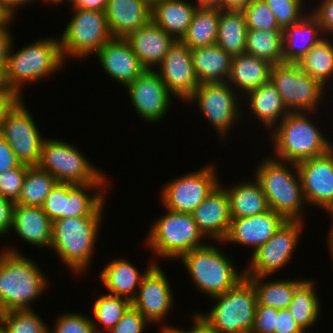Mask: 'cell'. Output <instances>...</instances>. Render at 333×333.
I'll list each match as a JSON object with an SVG mask.
<instances>
[{"instance_id":"1","label":"cell","mask_w":333,"mask_h":333,"mask_svg":"<svg viewBox=\"0 0 333 333\" xmlns=\"http://www.w3.org/2000/svg\"><path fill=\"white\" fill-rule=\"evenodd\" d=\"M22 254L10 245L0 252V314L32 310L31 303L48 288L42 268Z\"/></svg>"},{"instance_id":"2","label":"cell","mask_w":333,"mask_h":333,"mask_svg":"<svg viewBox=\"0 0 333 333\" xmlns=\"http://www.w3.org/2000/svg\"><path fill=\"white\" fill-rule=\"evenodd\" d=\"M13 43L12 39L4 66V81L7 90L20 97L25 83L37 82L51 73L60 72L66 64L57 37L39 39L15 53L12 52Z\"/></svg>"},{"instance_id":"3","label":"cell","mask_w":333,"mask_h":333,"mask_svg":"<svg viewBox=\"0 0 333 333\" xmlns=\"http://www.w3.org/2000/svg\"><path fill=\"white\" fill-rule=\"evenodd\" d=\"M259 164L253 177L260 183L269 209L282 215L287 221H305L302 206L306 201L297 164L271 156H266Z\"/></svg>"},{"instance_id":"4","label":"cell","mask_w":333,"mask_h":333,"mask_svg":"<svg viewBox=\"0 0 333 333\" xmlns=\"http://www.w3.org/2000/svg\"><path fill=\"white\" fill-rule=\"evenodd\" d=\"M309 113L290 112L271 130L273 158L297 164L324 155L333 148L327 136L309 119Z\"/></svg>"},{"instance_id":"5","label":"cell","mask_w":333,"mask_h":333,"mask_svg":"<svg viewBox=\"0 0 333 333\" xmlns=\"http://www.w3.org/2000/svg\"><path fill=\"white\" fill-rule=\"evenodd\" d=\"M103 216H79L53 221L50 250L58 254L72 273L90 267Z\"/></svg>"},{"instance_id":"6","label":"cell","mask_w":333,"mask_h":333,"mask_svg":"<svg viewBox=\"0 0 333 333\" xmlns=\"http://www.w3.org/2000/svg\"><path fill=\"white\" fill-rule=\"evenodd\" d=\"M180 259L197 290L209 297L227 292L245 278L244 270L239 272L228 256L209 242L184 253Z\"/></svg>"},{"instance_id":"7","label":"cell","mask_w":333,"mask_h":333,"mask_svg":"<svg viewBox=\"0 0 333 333\" xmlns=\"http://www.w3.org/2000/svg\"><path fill=\"white\" fill-rule=\"evenodd\" d=\"M165 210L166 215L153 221L146 236V247L153 256L178 260L184 253L207 244L192 214Z\"/></svg>"},{"instance_id":"8","label":"cell","mask_w":333,"mask_h":333,"mask_svg":"<svg viewBox=\"0 0 333 333\" xmlns=\"http://www.w3.org/2000/svg\"><path fill=\"white\" fill-rule=\"evenodd\" d=\"M217 303L201 316L218 333H250L257 309L256 292L252 282L245 277L223 294L211 297Z\"/></svg>"},{"instance_id":"9","label":"cell","mask_w":333,"mask_h":333,"mask_svg":"<svg viewBox=\"0 0 333 333\" xmlns=\"http://www.w3.org/2000/svg\"><path fill=\"white\" fill-rule=\"evenodd\" d=\"M44 138L37 166L49 172L57 182L89 184L109 181L106 174L94 167L76 146L61 139Z\"/></svg>"},{"instance_id":"10","label":"cell","mask_w":333,"mask_h":333,"mask_svg":"<svg viewBox=\"0 0 333 333\" xmlns=\"http://www.w3.org/2000/svg\"><path fill=\"white\" fill-rule=\"evenodd\" d=\"M73 9L72 19L59 37L64 60H76L95 55L111 38L104 11Z\"/></svg>"},{"instance_id":"11","label":"cell","mask_w":333,"mask_h":333,"mask_svg":"<svg viewBox=\"0 0 333 333\" xmlns=\"http://www.w3.org/2000/svg\"><path fill=\"white\" fill-rule=\"evenodd\" d=\"M270 81L289 112H318V104L327 89L304 73L298 63L292 62L272 64Z\"/></svg>"},{"instance_id":"12","label":"cell","mask_w":333,"mask_h":333,"mask_svg":"<svg viewBox=\"0 0 333 333\" xmlns=\"http://www.w3.org/2000/svg\"><path fill=\"white\" fill-rule=\"evenodd\" d=\"M237 95L227 82L200 83L186 102L196 101L200 112L220 134L218 136L226 139L232 126L242 117L243 102Z\"/></svg>"},{"instance_id":"13","label":"cell","mask_w":333,"mask_h":333,"mask_svg":"<svg viewBox=\"0 0 333 333\" xmlns=\"http://www.w3.org/2000/svg\"><path fill=\"white\" fill-rule=\"evenodd\" d=\"M211 163V164H210ZM189 174L166 182L160 191V202L165 209L190 213L220 184L212 162ZM216 169V170H215Z\"/></svg>"},{"instance_id":"14","label":"cell","mask_w":333,"mask_h":333,"mask_svg":"<svg viewBox=\"0 0 333 333\" xmlns=\"http://www.w3.org/2000/svg\"><path fill=\"white\" fill-rule=\"evenodd\" d=\"M304 221H286L266 243L261 245L251 256V263L244 270L245 277L270 276L290 263Z\"/></svg>"},{"instance_id":"15","label":"cell","mask_w":333,"mask_h":333,"mask_svg":"<svg viewBox=\"0 0 333 333\" xmlns=\"http://www.w3.org/2000/svg\"><path fill=\"white\" fill-rule=\"evenodd\" d=\"M23 100L21 98L7 113L0 135L21 164L37 166L45 139Z\"/></svg>"},{"instance_id":"16","label":"cell","mask_w":333,"mask_h":333,"mask_svg":"<svg viewBox=\"0 0 333 333\" xmlns=\"http://www.w3.org/2000/svg\"><path fill=\"white\" fill-rule=\"evenodd\" d=\"M125 88L135 112L149 123L160 122L171 108L173 96L161 80L156 68L146 69Z\"/></svg>"},{"instance_id":"17","label":"cell","mask_w":333,"mask_h":333,"mask_svg":"<svg viewBox=\"0 0 333 333\" xmlns=\"http://www.w3.org/2000/svg\"><path fill=\"white\" fill-rule=\"evenodd\" d=\"M151 262L131 304L150 322H162L174 304L173 290L161 266Z\"/></svg>"},{"instance_id":"18","label":"cell","mask_w":333,"mask_h":333,"mask_svg":"<svg viewBox=\"0 0 333 333\" xmlns=\"http://www.w3.org/2000/svg\"><path fill=\"white\" fill-rule=\"evenodd\" d=\"M306 205L333 214V148L326 154L297 163Z\"/></svg>"},{"instance_id":"19","label":"cell","mask_w":333,"mask_h":333,"mask_svg":"<svg viewBox=\"0 0 333 333\" xmlns=\"http://www.w3.org/2000/svg\"><path fill=\"white\" fill-rule=\"evenodd\" d=\"M156 70L168 91L177 100L185 101L195 92L196 78L191 49L181 40H175Z\"/></svg>"},{"instance_id":"20","label":"cell","mask_w":333,"mask_h":333,"mask_svg":"<svg viewBox=\"0 0 333 333\" xmlns=\"http://www.w3.org/2000/svg\"><path fill=\"white\" fill-rule=\"evenodd\" d=\"M286 221L282 215L271 209L254 216L231 219L228 234L222 243L250 246L254 253L272 238Z\"/></svg>"},{"instance_id":"21","label":"cell","mask_w":333,"mask_h":333,"mask_svg":"<svg viewBox=\"0 0 333 333\" xmlns=\"http://www.w3.org/2000/svg\"><path fill=\"white\" fill-rule=\"evenodd\" d=\"M193 219L203 236L218 243L228 234L231 216L229 197L219 184L192 212Z\"/></svg>"},{"instance_id":"22","label":"cell","mask_w":333,"mask_h":333,"mask_svg":"<svg viewBox=\"0 0 333 333\" xmlns=\"http://www.w3.org/2000/svg\"><path fill=\"white\" fill-rule=\"evenodd\" d=\"M95 55L106 74L124 87L146 70L125 38H111Z\"/></svg>"},{"instance_id":"23","label":"cell","mask_w":333,"mask_h":333,"mask_svg":"<svg viewBox=\"0 0 333 333\" xmlns=\"http://www.w3.org/2000/svg\"><path fill=\"white\" fill-rule=\"evenodd\" d=\"M104 12L112 38H126L151 21L152 4L148 0H108Z\"/></svg>"},{"instance_id":"24","label":"cell","mask_w":333,"mask_h":333,"mask_svg":"<svg viewBox=\"0 0 333 333\" xmlns=\"http://www.w3.org/2000/svg\"><path fill=\"white\" fill-rule=\"evenodd\" d=\"M146 69L158 67L175 39L152 20L131 32L126 38Z\"/></svg>"},{"instance_id":"25","label":"cell","mask_w":333,"mask_h":333,"mask_svg":"<svg viewBox=\"0 0 333 333\" xmlns=\"http://www.w3.org/2000/svg\"><path fill=\"white\" fill-rule=\"evenodd\" d=\"M52 228L53 221L42 207L14 203L11 231L26 243L50 250Z\"/></svg>"},{"instance_id":"26","label":"cell","mask_w":333,"mask_h":333,"mask_svg":"<svg viewBox=\"0 0 333 333\" xmlns=\"http://www.w3.org/2000/svg\"><path fill=\"white\" fill-rule=\"evenodd\" d=\"M322 38L318 19L306 12L299 22L283 29V62L298 63Z\"/></svg>"},{"instance_id":"27","label":"cell","mask_w":333,"mask_h":333,"mask_svg":"<svg viewBox=\"0 0 333 333\" xmlns=\"http://www.w3.org/2000/svg\"><path fill=\"white\" fill-rule=\"evenodd\" d=\"M271 67L269 61L247 53L234 56L227 83L244 98L242 94L245 96L270 81Z\"/></svg>"},{"instance_id":"28","label":"cell","mask_w":333,"mask_h":333,"mask_svg":"<svg viewBox=\"0 0 333 333\" xmlns=\"http://www.w3.org/2000/svg\"><path fill=\"white\" fill-rule=\"evenodd\" d=\"M186 1L156 0L152 3L151 20L175 40L182 39L197 9L194 3Z\"/></svg>"},{"instance_id":"29","label":"cell","mask_w":333,"mask_h":333,"mask_svg":"<svg viewBox=\"0 0 333 333\" xmlns=\"http://www.w3.org/2000/svg\"><path fill=\"white\" fill-rule=\"evenodd\" d=\"M191 56L199 84L227 82L232 57L219 45L191 49Z\"/></svg>"},{"instance_id":"30","label":"cell","mask_w":333,"mask_h":333,"mask_svg":"<svg viewBox=\"0 0 333 333\" xmlns=\"http://www.w3.org/2000/svg\"><path fill=\"white\" fill-rule=\"evenodd\" d=\"M145 273L141 274L135 265L127 259L116 258L104 265L99 275L109 294L125 297L132 301L137 295Z\"/></svg>"},{"instance_id":"31","label":"cell","mask_w":333,"mask_h":333,"mask_svg":"<svg viewBox=\"0 0 333 333\" xmlns=\"http://www.w3.org/2000/svg\"><path fill=\"white\" fill-rule=\"evenodd\" d=\"M248 109L270 131L290 112L271 81L246 94Z\"/></svg>"},{"instance_id":"32","label":"cell","mask_w":333,"mask_h":333,"mask_svg":"<svg viewBox=\"0 0 333 333\" xmlns=\"http://www.w3.org/2000/svg\"><path fill=\"white\" fill-rule=\"evenodd\" d=\"M238 183L222 187L226 190L229 197V207L231 219L254 216L269 210L266 195L260 183L253 181H241Z\"/></svg>"},{"instance_id":"33","label":"cell","mask_w":333,"mask_h":333,"mask_svg":"<svg viewBox=\"0 0 333 333\" xmlns=\"http://www.w3.org/2000/svg\"><path fill=\"white\" fill-rule=\"evenodd\" d=\"M104 186V188H103ZM106 183L73 184L67 182L66 218L103 216ZM92 190L94 193H90Z\"/></svg>"},{"instance_id":"34","label":"cell","mask_w":333,"mask_h":333,"mask_svg":"<svg viewBox=\"0 0 333 333\" xmlns=\"http://www.w3.org/2000/svg\"><path fill=\"white\" fill-rule=\"evenodd\" d=\"M247 30L242 10L220 9L216 44L231 57L245 53Z\"/></svg>"},{"instance_id":"35","label":"cell","mask_w":333,"mask_h":333,"mask_svg":"<svg viewBox=\"0 0 333 333\" xmlns=\"http://www.w3.org/2000/svg\"><path fill=\"white\" fill-rule=\"evenodd\" d=\"M316 292L314 281L303 278V281L295 288L292 301L288 306L296 323L305 333H310V327L315 325L320 316L321 300Z\"/></svg>"},{"instance_id":"36","label":"cell","mask_w":333,"mask_h":333,"mask_svg":"<svg viewBox=\"0 0 333 333\" xmlns=\"http://www.w3.org/2000/svg\"><path fill=\"white\" fill-rule=\"evenodd\" d=\"M220 8L197 7L181 41L190 49L216 44Z\"/></svg>"},{"instance_id":"37","label":"cell","mask_w":333,"mask_h":333,"mask_svg":"<svg viewBox=\"0 0 333 333\" xmlns=\"http://www.w3.org/2000/svg\"><path fill=\"white\" fill-rule=\"evenodd\" d=\"M253 284L257 305L271 306L275 309H286L292 301L295 288L303 281L302 279H273L267 280L268 276L247 277ZM265 279V280H264ZM264 280V281H263Z\"/></svg>"},{"instance_id":"38","label":"cell","mask_w":333,"mask_h":333,"mask_svg":"<svg viewBox=\"0 0 333 333\" xmlns=\"http://www.w3.org/2000/svg\"><path fill=\"white\" fill-rule=\"evenodd\" d=\"M245 53L269 61L283 62V30H247Z\"/></svg>"},{"instance_id":"39","label":"cell","mask_w":333,"mask_h":333,"mask_svg":"<svg viewBox=\"0 0 333 333\" xmlns=\"http://www.w3.org/2000/svg\"><path fill=\"white\" fill-rule=\"evenodd\" d=\"M333 40L322 38L298 62L301 70L318 80L324 87L333 78Z\"/></svg>"},{"instance_id":"40","label":"cell","mask_w":333,"mask_h":333,"mask_svg":"<svg viewBox=\"0 0 333 333\" xmlns=\"http://www.w3.org/2000/svg\"><path fill=\"white\" fill-rule=\"evenodd\" d=\"M56 182V178L49 172L38 166H29L24 177L20 196L15 203L42 207Z\"/></svg>"},{"instance_id":"41","label":"cell","mask_w":333,"mask_h":333,"mask_svg":"<svg viewBox=\"0 0 333 333\" xmlns=\"http://www.w3.org/2000/svg\"><path fill=\"white\" fill-rule=\"evenodd\" d=\"M130 305L131 301L125 297L115 296L109 293L99 295L92 307L94 330L103 332L111 330L122 318L124 312Z\"/></svg>"},{"instance_id":"42","label":"cell","mask_w":333,"mask_h":333,"mask_svg":"<svg viewBox=\"0 0 333 333\" xmlns=\"http://www.w3.org/2000/svg\"><path fill=\"white\" fill-rule=\"evenodd\" d=\"M8 333H48L49 325L32 310H13L0 314Z\"/></svg>"},{"instance_id":"43","label":"cell","mask_w":333,"mask_h":333,"mask_svg":"<svg viewBox=\"0 0 333 333\" xmlns=\"http://www.w3.org/2000/svg\"><path fill=\"white\" fill-rule=\"evenodd\" d=\"M242 11L248 30H283L263 0H252Z\"/></svg>"},{"instance_id":"44","label":"cell","mask_w":333,"mask_h":333,"mask_svg":"<svg viewBox=\"0 0 333 333\" xmlns=\"http://www.w3.org/2000/svg\"><path fill=\"white\" fill-rule=\"evenodd\" d=\"M273 12L279 26L284 29L296 24L304 16V0H263ZM304 14V15H303Z\"/></svg>"},{"instance_id":"45","label":"cell","mask_w":333,"mask_h":333,"mask_svg":"<svg viewBox=\"0 0 333 333\" xmlns=\"http://www.w3.org/2000/svg\"><path fill=\"white\" fill-rule=\"evenodd\" d=\"M92 318L81 313H66L58 316L55 327L48 333H92L94 331Z\"/></svg>"},{"instance_id":"46","label":"cell","mask_w":333,"mask_h":333,"mask_svg":"<svg viewBox=\"0 0 333 333\" xmlns=\"http://www.w3.org/2000/svg\"><path fill=\"white\" fill-rule=\"evenodd\" d=\"M28 167L21 164L19 167L0 173V196L14 203L18 200Z\"/></svg>"},{"instance_id":"47","label":"cell","mask_w":333,"mask_h":333,"mask_svg":"<svg viewBox=\"0 0 333 333\" xmlns=\"http://www.w3.org/2000/svg\"><path fill=\"white\" fill-rule=\"evenodd\" d=\"M67 182H56L42 206L44 213L52 220L66 218Z\"/></svg>"},{"instance_id":"48","label":"cell","mask_w":333,"mask_h":333,"mask_svg":"<svg viewBox=\"0 0 333 333\" xmlns=\"http://www.w3.org/2000/svg\"><path fill=\"white\" fill-rule=\"evenodd\" d=\"M150 322L131 304L108 333H144Z\"/></svg>"},{"instance_id":"49","label":"cell","mask_w":333,"mask_h":333,"mask_svg":"<svg viewBox=\"0 0 333 333\" xmlns=\"http://www.w3.org/2000/svg\"><path fill=\"white\" fill-rule=\"evenodd\" d=\"M278 309L257 305L253 328L250 333H274Z\"/></svg>"},{"instance_id":"50","label":"cell","mask_w":333,"mask_h":333,"mask_svg":"<svg viewBox=\"0 0 333 333\" xmlns=\"http://www.w3.org/2000/svg\"><path fill=\"white\" fill-rule=\"evenodd\" d=\"M322 1V2H321ZM316 9L310 12L318 19L323 34L333 36V0H321Z\"/></svg>"},{"instance_id":"51","label":"cell","mask_w":333,"mask_h":333,"mask_svg":"<svg viewBox=\"0 0 333 333\" xmlns=\"http://www.w3.org/2000/svg\"><path fill=\"white\" fill-rule=\"evenodd\" d=\"M274 333H305L296 323L291 312L286 309H279L276 316Z\"/></svg>"},{"instance_id":"52","label":"cell","mask_w":333,"mask_h":333,"mask_svg":"<svg viewBox=\"0 0 333 333\" xmlns=\"http://www.w3.org/2000/svg\"><path fill=\"white\" fill-rule=\"evenodd\" d=\"M21 162L7 143L0 135V173L19 167Z\"/></svg>"},{"instance_id":"53","label":"cell","mask_w":333,"mask_h":333,"mask_svg":"<svg viewBox=\"0 0 333 333\" xmlns=\"http://www.w3.org/2000/svg\"><path fill=\"white\" fill-rule=\"evenodd\" d=\"M14 202L0 196V237L10 234L12 228Z\"/></svg>"},{"instance_id":"54","label":"cell","mask_w":333,"mask_h":333,"mask_svg":"<svg viewBox=\"0 0 333 333\" xmlns=\"http://www.w3.org/2000/svg\"><path fill=\"white\" fill-rule=\"evenodd\" d=\"M14 17H9L4 23L0 25V66L4 69L8 48L11 44L12 34L10 33V25ZM10 24V25H9ZM9 27V28H8Z\"/></svg>"},{"instance_id":"55","label":"cell","mask_w":333,"mask_h":333,"mask_svg":"<svg viewBox=\"0 0 333 333\" xmlns=\"http://www.w3.org/2000/svg\"><path fill=\"white\" fill-rule=\"evenodd\" d=\"M18 94L12 91L0 92V133L7 113L21 99Z\"/></svg>"},{"instance_id":"56","label":"cell","mask_w":333,"mask_h":333,"mask_svg":"<svg viewBox=\"0 0 333 333\" xmlns=\"http://www.w3.org/2000/svg\"><path fill=\"white\" fill-rule=\"evenodd\" d=\"M191 318L193 326L186 330V333H218L199 312H193Z\"/></svg>"},{"instance_id":"57","label":"cell","mask_w":333,"mask_h":333,"mask_svg":"<svg viewBox=\"0 0 333 333\" xmlns=\"http://www.w3.org/2000/svg\"><path fill=\"white\" fill-rule=\"evenodd\" d=\"M108 0H76L71 8L85 10L105 11Z\"/></svg>"},{"instance_id":"58","label":"cell","mask_w":333,"mask_h":333,"mask_svg":"<svg viewBox=\"0 0 333 333\" xmlns=\"http://www.w3.org/2000/svg\"><path fill=\"white\" fill-rule=\"evenodd\" d=\"M38 0H0V8L5 12L8 17H14L16 10L19 9L22 5L31 4ZM15 12V13H14Z\"/></svg>"},{"instance_id":"59","label":"cell","mask_w":333,"mask_h":333,"mask_svg":"<svg viewBox=\"0 0 333 333\" xmlns=\"http://www.w3.org/2000/svg\"><path fill=\"white\" fill-rule=\"evenodd\" d=\"M252 0H220V9L243 10Z\"/></svg>"},{"instance_id":"60","label":"cell","mask_w":333,"mask_h":333,"mask_svg":"<svg viewBox=\"0 0 333 333\" xmlns=\"http://www.w3.org/2000/svg\"><path fill=\"white\" fill-rule=\"evenodd\" d=\"M197 7H216L220 8V0H196Z\"/></svg>"},{"instance_id":"61","label":"cell","mask_w":333,"mask_h":333,"mask_svg":"<svg viewBox=\"0 0 333 333\" xmlns=\"http://www.w3.org/2000/svg\"><path fill=\"white\" fill-rule=\"evenodd\" d=\"M161 331L160 333H186V330L185 329H181L180 327L179 328H176L174 327L173 325H168L166 324H163V326H161Z\"/></svg>"},{"instance_id":"62","label":"cell","mask_w":333,"mask_h":333,"mask_svg":"<svg viewBox=\"0 0 333 333\" xmlns=\"http://www.w3.org/2000/svg\"><path fill=\"white\" fill-rule=\"evenodd\" d=\"M331 217H333V214H330ZM332 224L330 225L331 227L329 228V233H328V242H327V245H328V249L330 250L329 253H330V257L332 258L333 260V218H332Z\"/></svg>"},{"instance_id":"63","label":"cell","mask_w":333,"mask_h":333,"mask_svg":"<svg viewBox=\"0 0 333 333\" xmlns=\"http://www.w3.org/2000/svg\"><path fill=\"white\" fill-rule=\"evenodd\" d=\"M7 91V87L4 81V69L0 66V92Z\"/></svg>"},{"instance_id":"64","label":"cell","mask_w":333,"mask_h":333,"mask_svg":"<svg viewBox=\"0 0 333 333\" xmlns=\"http://www.w3.org/2000/svg\"><path fill=\"white\" fill-rule=\"evenodd\" d=\"M42 1H44L45 3H47V4H55V5H63V2H66L67 3V0H42Z\"/></svg>"},{"instance_id":"65","label":"cell","mask_w":333,"mask_h":333,"mask_svg":"<svg viewBox=\"0 0 333 333\" xmlns=\"http://www.w3.org/2000/svg\"><path fill=\"white\" fill-rule=\"evenodd\" d=\"M9 17L5 14V12L0 8V25L4 23Z\"/></svg>"},{"instance_id":"66","label":"cell","mask_w":333,"mask_h":333,"mask_svg":"<svg viewBox=\"0 0 333 333\" xmlns=\"http://www.w3.org/2000/svg\"><path fill=\"white\" fill-rule=\"evenodd\" d=\"M0 333H8L7 329L1 322H0Z\"/></svg>"},{"instance_id":"67","label":"cell","mask_w":333,"mask_h":333,"mask_svg":"<svg viewBox=\"0 0 333 333\" xmlns=\"http://www.w3.org/2000/svg\"><path fill=\"white\" fill-rule=\"evenodd\" d=\"M75 1L76 0H67V3L72 5Z\"/></svg>"},{"instance_id":"68","label":"cell","mask_w":333,"mask_h":333,"mask_svg":"<svg viewBox=\"0 0 333 333\" xmlns=\"http://www.w3.org/2000/svg\"><path fill=\"white\" fill-rule=\"evenodd\" d=\"M92 333H108V332H103V331H96V330H94Z\"/></svg>"},{"instance_id":"69","label":"cell","mask_w":333,"mask_h":333,"mask_svg":"<svg viewBox=\"0 0 333 333\" xmlns=\"http://www.w3.org/2000/svg\"><path fill=\"white\" fill-rule=\"evenodd\" d=\"M151 4L154 2V1H156V0H148Z\"/></svg>"}]
</instances>
